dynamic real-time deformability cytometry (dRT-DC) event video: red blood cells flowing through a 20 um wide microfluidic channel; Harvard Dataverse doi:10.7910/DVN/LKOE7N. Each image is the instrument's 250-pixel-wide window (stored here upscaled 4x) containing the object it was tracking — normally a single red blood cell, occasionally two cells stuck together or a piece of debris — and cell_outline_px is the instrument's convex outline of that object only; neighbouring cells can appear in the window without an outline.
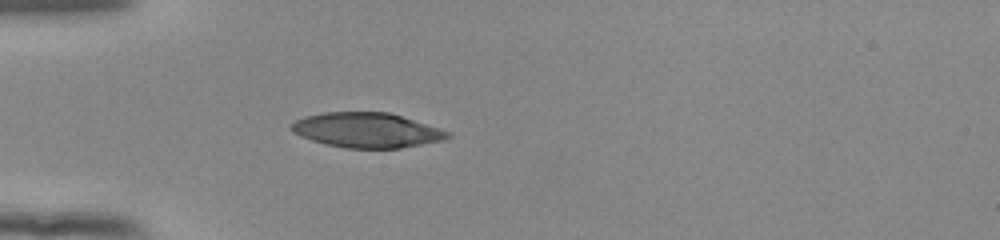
{"species": "human", "species_latin": "Homo sapiens", "temperature_condition": "room temperature", "stored_images_in_passage": 38, "camera_frame_rate_fps": 3000, "um_per_image_px": 0.085, "donor": {"sex": "female"}, "frame": {"image": 1, "passage_image": 1, "time_ms": 0.0, "image_size_px": [1000, 240], "cell_outline_px": [[452, 136], [444, 140], [400, 148], [344, 148], [324, 144], [300, 136], [292, 132], [288, 128], [288, 124], [304, 116], [324, 112], [388, 112], [452, 132]], "centroid_in_image_um": [31.14, 11.06], "position_along_channel_um": 53.9, "area_um2": 31.96}}
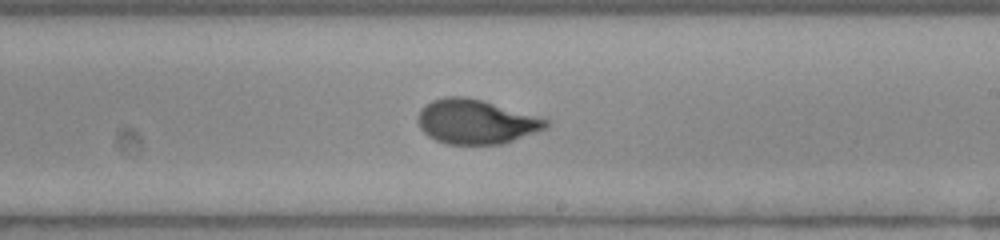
{"frame": {"image": 2, "passage_image": 17, "time_ms": 5.333, "image_size_px": [1000, 240], "cell_outline_px": [[552, 124], [544, 128], [504, 144], [448, 144], [436, 140], [428, 136], [420, 128], [416, 120], [416, 116], [420, 108], [432, 100], [448, 96], [464, 96], [484, 100], [552, 120]], "centroid_in_image_um": [40.44, 10.33], "position_along_channel_um": 248.6, "area_um2": 33.47}}
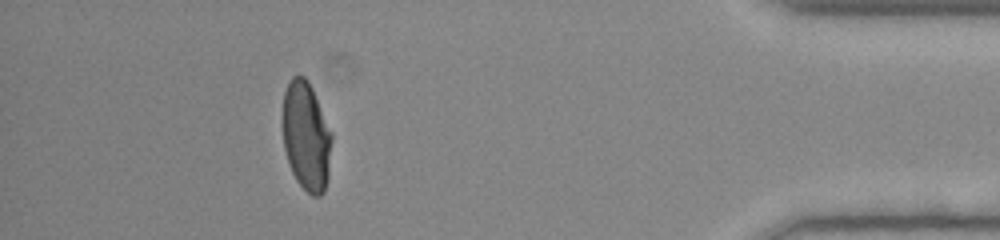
{"frame": {"image": 3, "passage_image": 33, "time_ms": 10.667, "image_size_px": [1000, 240], "cell_outline_px": [[332, 140], [328, 180], [324, 192], [320, 196], [312, 196], [296, 180], [292, 172], [284, 148], [284, 92], [292, 76], [304, 76], [308, 80], [312, 88], [332, 132]], "centroid_in_image_um": [26.06, 11.6], "position_along_channel_um": 409.1, "area_um2": 30.98}, "authors_computed_cell_mechanics": {"area_um2": 33.0038, "velocity_mm_per_s": 3.8868, "shape_relaxation_time_tau1_ms": 7.2254, "shape_relaxation_time_tau2_ms": null, "deformation_change_tau1": 0.2683, "deformation_change_tau2": null}}